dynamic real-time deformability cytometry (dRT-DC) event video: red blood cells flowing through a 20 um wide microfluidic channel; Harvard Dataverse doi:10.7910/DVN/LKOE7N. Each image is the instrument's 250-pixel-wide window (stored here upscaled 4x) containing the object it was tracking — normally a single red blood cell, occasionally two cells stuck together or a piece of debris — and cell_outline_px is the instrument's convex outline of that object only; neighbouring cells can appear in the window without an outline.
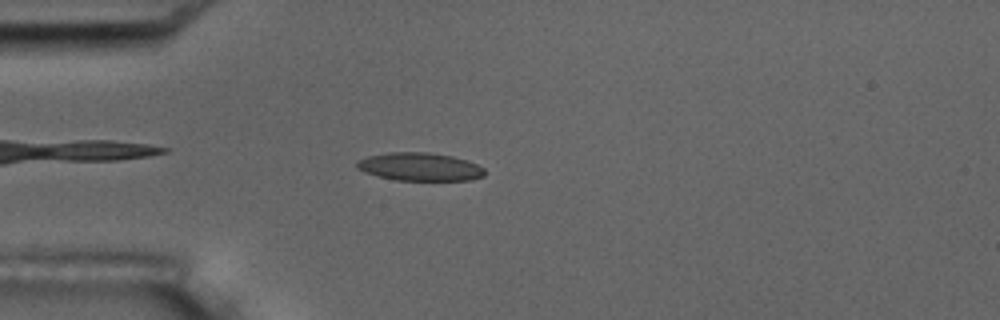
{"species": "common noctule bat (a hibernating species)", "species_latin": "Nyctalus noctula", "temperature_condition": "room temperature", "stored_images_in_passage": 4, "camera_frame_rate_fps": 3000, "um_per_image_px": 0.085, "animal": {"sex": "male", "body_mass_g": 17.5, "forearm_length_mm": 52.3}, "frame": {"image": 1, "passage_image": 3, "time_ms": 3.333, "image_size_px": [1000, 320], "cell_outline_px": [[484, 176], [468, 180], [396, 180], [364, 172], [356, 168], [356, 160], [368, 156], [388, 152], [428, 152], [452, 156], [468, 160], [484, 168]], "centroid_in_image_um": [35.66, 14.16], "position_along_channel_um": 49.3, "area_um2": 20.92}}